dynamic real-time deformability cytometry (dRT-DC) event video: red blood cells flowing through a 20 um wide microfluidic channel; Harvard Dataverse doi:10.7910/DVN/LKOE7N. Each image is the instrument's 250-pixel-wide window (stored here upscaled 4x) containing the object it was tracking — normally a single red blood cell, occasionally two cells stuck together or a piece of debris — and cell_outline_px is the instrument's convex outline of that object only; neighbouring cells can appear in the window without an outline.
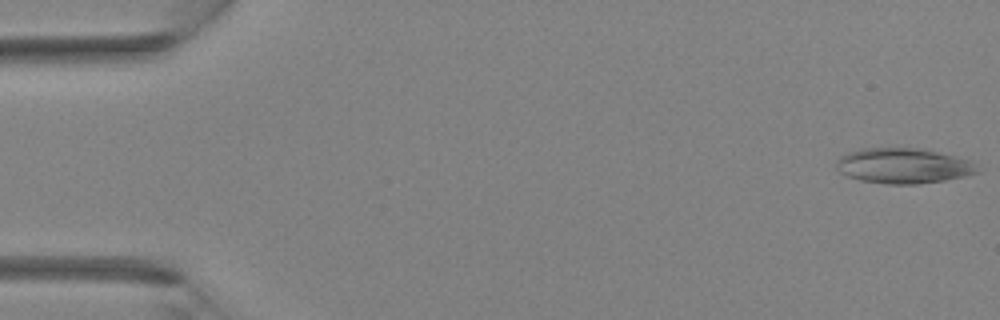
{"species": "Egyptian fruit bat (a non-hibernating species)", "species_latin": "Rousettus aegyptiacus", "temperature_condition": "room temperature", "stored_images_in_passage": 3, "camera_frame_rate_fps": 3000, "um_per_image_px": 0.085, "animal": {"sex": "female"}, "frame": {"image": 1, "passage_image": 1, "time_ms": 0.0, "image_size_px": [1000, 320], "cell_outline_px": [[980, 172], [944, 180], [916, 184], [888, 184], [860, 180], [848, 176], [840, 172], [836, 168], [836, 160], [840, 156], [860, 148], [920, 148], [968, 160]], "centroid_in_image_um": [76.7, 14.09], "position_along_channel_um": 8.3, "area_um2": 28.55}}
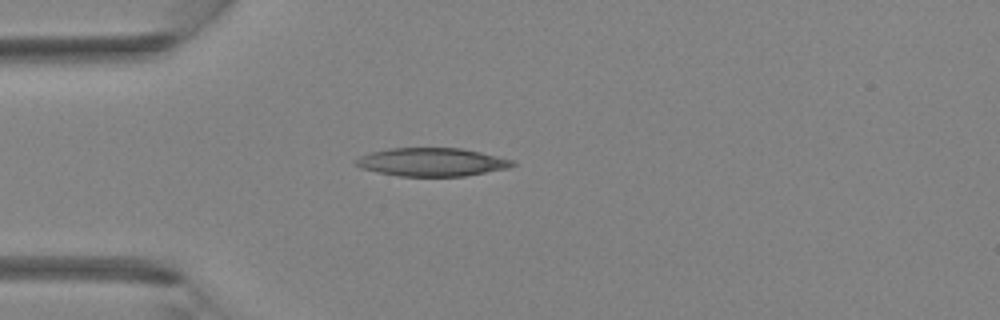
{"frame": {"image": 2, "passage_image": 3, "time_ms": 0.667, "image_size_px": [1000, 320], "cell_outline_px": [[516, 164], [508, 168], [464, 176], [400, 176], [360, 168], [352, 164], [352, 160], [360, 156], [372, 152], [388, 148], [460, 148], [480, 152], [512, 160]], "centroid_in_image_um": [36.64, 13.77], "position_along_channel_um": 48.4, "area_um2": 25.72}}